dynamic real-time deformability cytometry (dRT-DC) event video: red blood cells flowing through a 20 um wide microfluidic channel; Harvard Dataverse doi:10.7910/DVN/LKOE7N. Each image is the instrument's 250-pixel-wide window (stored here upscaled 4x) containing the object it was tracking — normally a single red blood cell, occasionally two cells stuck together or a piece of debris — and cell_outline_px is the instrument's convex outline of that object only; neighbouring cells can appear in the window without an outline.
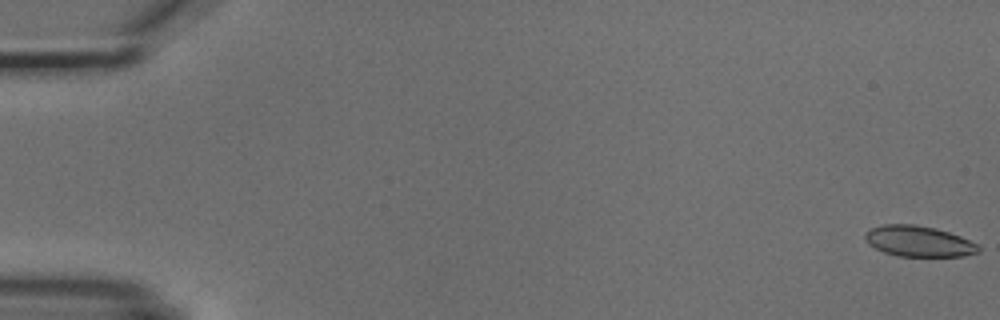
{"species": "common noctule bat (a hibernating species)", "species_latin": "Nyctalus noctula", "temperature_condition": "cold", "stored_images_in_passage": 6, "camera_frame_rate_fps": 3000, "um_per_image_px": 0.085, "animal": {"sex": "male", "body_mass_g": 18.8}, "frame": {"image": 1, "passage_image": 1, "time_ms": 0.0, "image_size_px": [1000, 320], "cell_outline_px": [[980, 252], [964, 256], [900, 256], [884, 252], [868, 244], [864, 236], [864, 232], [872, 228], [884, 224], [916, 224], [936, 228], [960, 236], [980, 244]], "centroid_in_image_um": [78.11, 20.5], "position_along_channel_um": 6.9, "area_um2": 20.46}}
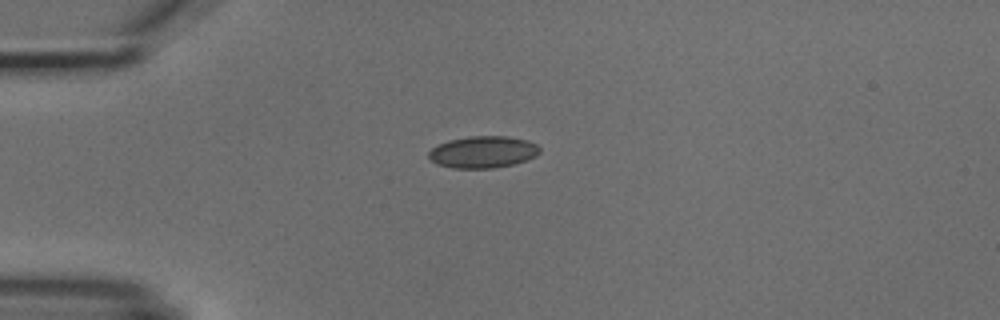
{"frame": {"image": 2, "passage_image": 6, "time_ms": 6.667, "image_size_px": [1000, 320], "cell_outline_px": [[540, 152], [536, 156], [512, 164], [492, 168], [452, 168], [436, 164], [428, 156], [428, 152], [432, 148], [448, 140], [468, 136], [508, 136], [528, 140], [536, 144], [540, 148]], "centroid_in_image_um": [41.04, 12.91], "position_along_channel_um": 44.0, "area_um2": 20.58}}